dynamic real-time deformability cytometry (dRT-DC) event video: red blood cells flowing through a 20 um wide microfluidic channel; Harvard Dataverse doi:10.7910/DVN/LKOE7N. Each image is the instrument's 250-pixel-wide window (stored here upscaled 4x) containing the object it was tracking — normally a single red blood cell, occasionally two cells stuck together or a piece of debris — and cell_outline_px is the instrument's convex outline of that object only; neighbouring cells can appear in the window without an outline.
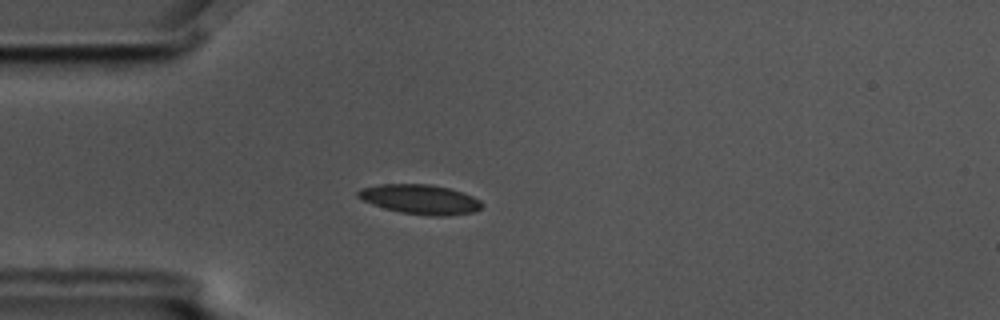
{"species": "common noctule bat (a hibernating species)", "species_latin": "Nyctalus noctula", "temperature_condition": "cold", "stored_images_in_passage": 5, "camera_frame_rate_fps": 3000, "um_per_image_px": 0.085, "animal": {"sex": "male", "body_mass_g": 17.5, "forearm_length_mm": 52.3}, "frame": {"image": 1, "passage_image": 4, "time_ms": 1.0, "image_size_px": [1000, 320], "cell_outline_px": [[484, 204], [476, 212], [448, 216], [432, 216], [400, 212], [384, 208], [372, 204], [356, 196], [356, 192], [360, 188], [380, 184], [428, 184], [448, 188], [472, 196], [480, 200]], "centroid_in_image_um": [35.71, 16.95], "position_along_channel_um": 49.3, "area_um2": 21.39}}